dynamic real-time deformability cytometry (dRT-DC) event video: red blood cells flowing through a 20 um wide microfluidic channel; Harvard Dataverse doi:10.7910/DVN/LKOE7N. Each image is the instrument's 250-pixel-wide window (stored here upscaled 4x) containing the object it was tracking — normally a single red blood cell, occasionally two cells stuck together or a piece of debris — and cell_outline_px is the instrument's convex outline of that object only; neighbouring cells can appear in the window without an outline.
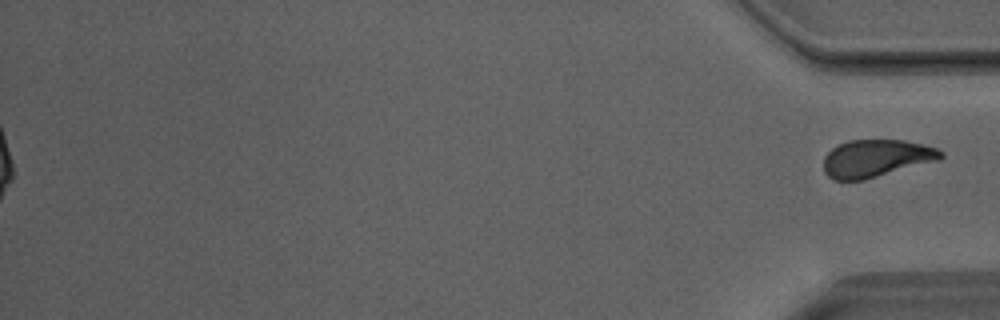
{"species": "Egyptian fruit bat (a non-hibernating species)", "species_latin": "Rousettus aegyptiacus", "temperature_condition": "room temperature", "stored_images_in_passage": 49, "segment_of_instrument_passage": [2, 2], "camera_frame_rate_fps": 3000, "um_per_image_px": 0.085, "animal": {"sex": "male"}, "frame": {"image": 1, "passage_image": 49, "time_ms": 16.0, "image_size_px": [1000, 320], "cell_outline_px": [[944, 156], [940, 160], [864, 180], [832, 180], [824, 172], [824, 156], [832, 148], [848, 140], [904, 140], [936, 148], [944, 152]], "centroid_in_image_um": [74.47, 13.47], "position_along_channel_um": 360.7, "area_um2": 25.66}}